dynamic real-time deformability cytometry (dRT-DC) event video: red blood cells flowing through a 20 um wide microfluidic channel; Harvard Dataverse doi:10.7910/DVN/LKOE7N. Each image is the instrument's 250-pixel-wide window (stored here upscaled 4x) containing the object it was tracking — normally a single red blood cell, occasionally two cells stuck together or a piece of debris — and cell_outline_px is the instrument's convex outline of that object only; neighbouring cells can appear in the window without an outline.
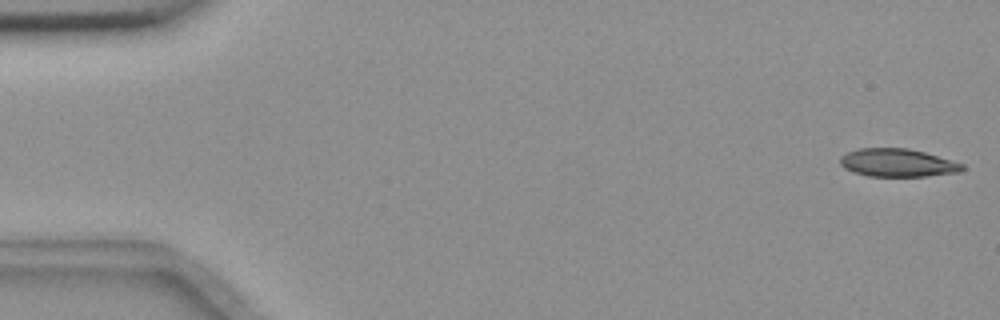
{"species": "common noctule bat (a hibernating species)", "species_latin": "Nyctalus noctula", "temperature_condition": "room temperature", "stored_images_in_passage": 55, "camera_frame_rate_fps": 3000, "um_per_image_px": 0.085, "animal": {"sex": "female", "body_mass_g": 18.4}, "frame": {"image": 1, "passage_image": 1, "time_ms": 0.0, "image_size_px": [1000, 320], "cell_outline_px": [[968, 168], [960, 172], [928, 176], [868, 176], [852, 172], [844, 168], [840, 164], [840, 156], [856, 148], [908, 148], [924, 152], [964, 164]], "centroid_in_image_um": [76.29, 13.84], "position_along_channel_um": 8.7, "area_um2": 20.11}}
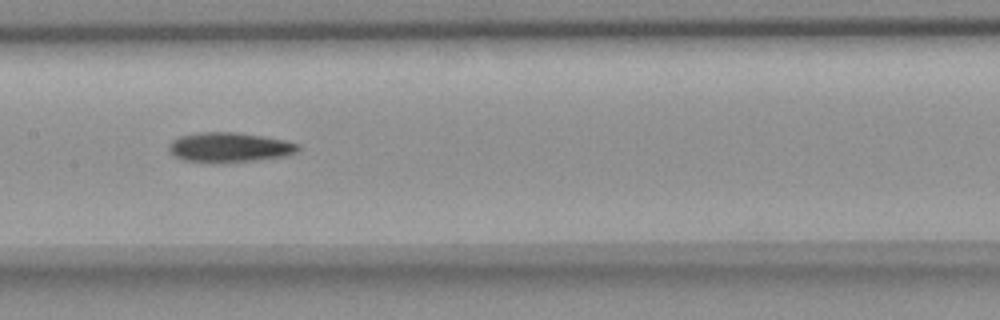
{"frame": {"image": 2, "passage_image": 27, "time_ms": 8.667, "image_size_px": [1000, 320], "cell_outline_px": [[300, 148], [296, 152], [284, 156], [256, 160], [224, 164], [216, 164], [184, 160], [176, 156], [168, 148], [168, 144], [172, 140], [180, 136], [200, 132], [236, 132], [264, 136], [284, 140], [300, 144]], "centroid_in_image_um": [19.5, 12.54], "position_along_channel_um": 187.9, "area_um2": 22.72}}
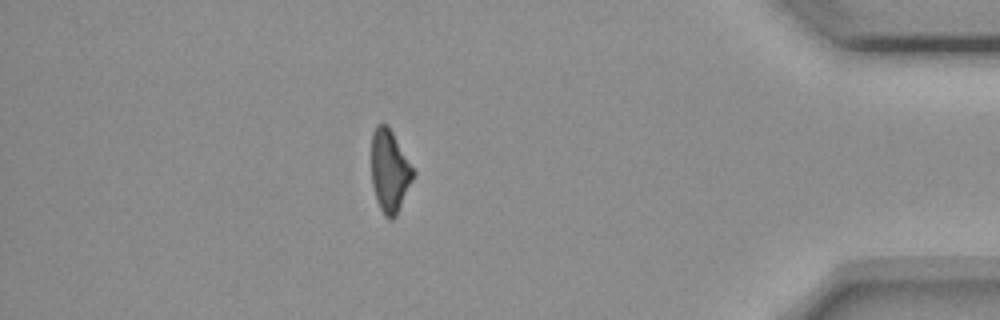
{"frame": {"image": 3, "passage_image": 48, "time_ms": 15.667, "image_size_px": [1000, 320], "cell_outline_px": [[416, 172], [396, 216], [392, 220], [388, 220], [384, 216], [376, 200], [372, 184], [372, 132], [376, 124], [388, 124]], "centroid_in_image_um": [33.12, 14.53], "position_along_channel_um": 402.1, "area_um2": 20.17}, "authors_computed_cell_mechanics": {"area_um2": 21.675, "velocity_mm_per_s": 3.6634, "shape_relaxation_time_tau1_ms": 5.364, "shape_relaxation_time_tau2_ms": null, "deformation_change_tau1": 0.1579, "deformation_change_tau2": null}}